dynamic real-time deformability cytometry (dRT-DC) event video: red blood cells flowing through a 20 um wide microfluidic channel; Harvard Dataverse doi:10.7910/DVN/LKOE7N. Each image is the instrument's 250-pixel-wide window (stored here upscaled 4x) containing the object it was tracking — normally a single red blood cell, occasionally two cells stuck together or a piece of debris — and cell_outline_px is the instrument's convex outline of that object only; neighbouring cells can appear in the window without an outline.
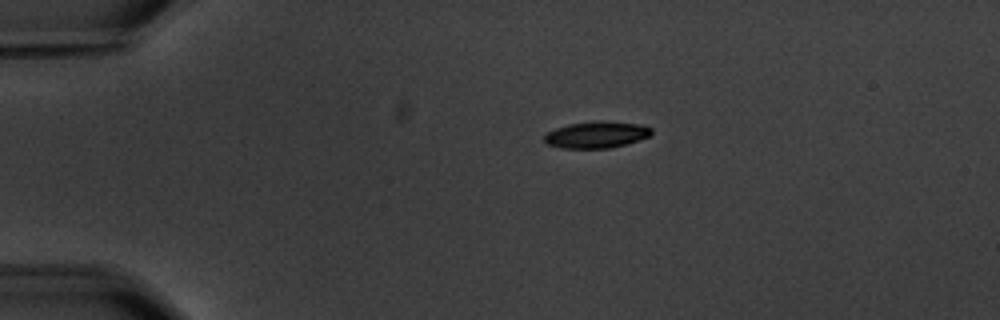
{"species": "common noctule bat (a hibernating species)", "species_latin": "Nyctalus noctula", "temperature_condition": "warm", "stored_images_in_passage": 3, "camera_frame_rate_fps": 3000, "um_per_image_px": 0.085, "animal": {"sex": "male", "body_mass_g": 20.1, "forearm_length_mm": 53.5}, "frame": {"image": 1, "passage_image": 1, "time_ms": 0.0, "image_size_px": [1000, 320], "cell_outline_px": [[652, 132], [648, 136], [624, 144], [608, 148], [560, 148], [548, 144], [544, 140], [544, 136], [548, 132], [556, 128], [568, 124], [600, 120], [608, 120], [636, 124], [652, 128]], "centroid_in_image_um": [50.66, 11.44], "position_along_channel_um": 34.3, "area_um2": 16.42}}